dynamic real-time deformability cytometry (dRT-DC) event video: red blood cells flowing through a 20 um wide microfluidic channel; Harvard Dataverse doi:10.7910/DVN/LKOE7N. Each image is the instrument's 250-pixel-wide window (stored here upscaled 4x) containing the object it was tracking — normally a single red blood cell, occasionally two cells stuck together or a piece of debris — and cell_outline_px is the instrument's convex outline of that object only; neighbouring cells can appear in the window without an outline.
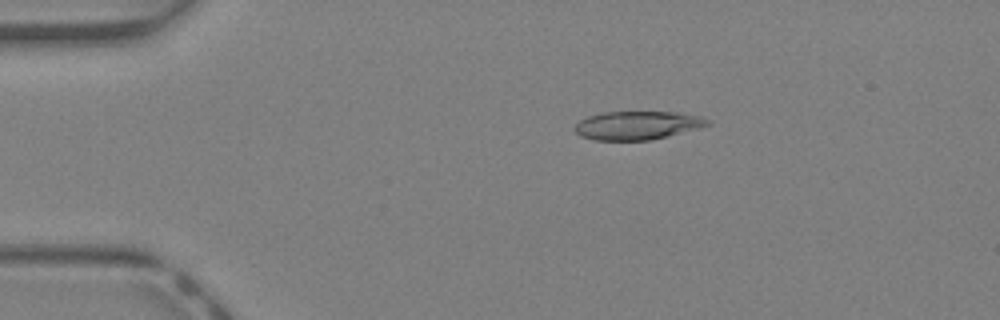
{"species": "Egyptian fruit bat (a non-hibernating species)", "species_latin": "Rousettus aegyptiacus", "temperature_condition": "warm", "stored_images_in_passage": 41, "camera_frame_rate_fps": 3000, "um_per_image_px": 0.085, "animal": {"sex": "female"}, "frame": {"image": 1, "passage_image": 8, "time_ms": 2.333, "image_size_px": [1000, 320], "cell_outline_px": [[712, 124], [700, 128], [648, 140], [596, 140], [580, 136], [572, 128], [580, 120], [588, 116], [604, 112], [676, 112], [700, 116], [712, 120]], "centroid_in_image_um": [54.19, 10.65], "position_along_channel_um": 30.8, "area_um2": 22.02}}
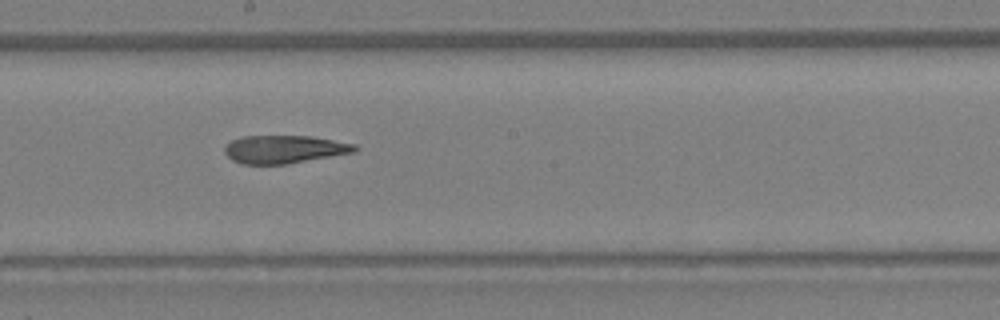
{"frame": {"image": 2, "passage_image": 23, "time_ms": 7.333, "image_size_px": [1000, 320], "cell_outline_px": [[360, 148], [356, 152], [284, 164], [244, 164], [232, 160], [224, 152], [224, 148], [232, 140], [244, 136], [308, 136], [356, 144]], "centroid_in_image_um": [24.18, 12.69], "position_along_channel_um": 224.0, "area_um2": 21.04}}
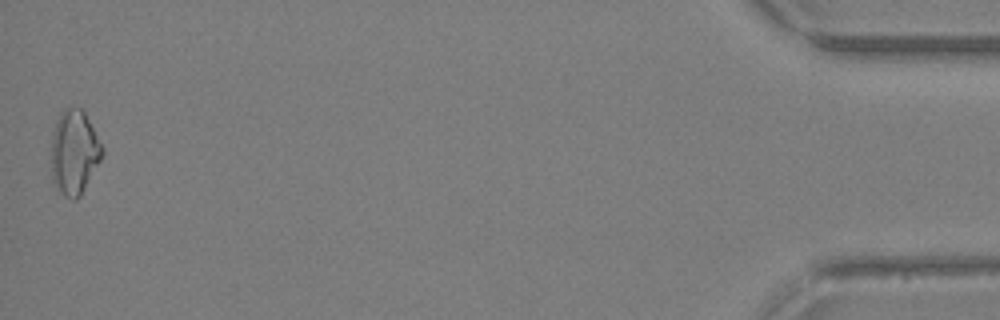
{"frame": {"image": 3, "passage_image": 41, "time_ms": 13.333, "image_size_px": [1000, 320], "cell_outline_px": [[104, 152], [100, 160], [80, 196], [76, 200], [72, 200], [64, 196], [60, 192], [52, 180], [52, 132], [56, 120], [60, 112], [64, 108], [80, 108], [84, 112], [104, 148]], "centroid_in_image_um": [6.3, 12.94], "position_along_channel_um": 428.9, "area_um2": 24.91}, "authors_computed_cell_mechanics": {"area_um2": 22.3108, "velocity_mm_per_s": 4.9851, "shape_relaxation_time_tau1_ms": null, "shape_relaxation_time_tau2_ms": 2.7414, "deformation_change_tau1": null, "deformation_change_tau2": 0.1282}}